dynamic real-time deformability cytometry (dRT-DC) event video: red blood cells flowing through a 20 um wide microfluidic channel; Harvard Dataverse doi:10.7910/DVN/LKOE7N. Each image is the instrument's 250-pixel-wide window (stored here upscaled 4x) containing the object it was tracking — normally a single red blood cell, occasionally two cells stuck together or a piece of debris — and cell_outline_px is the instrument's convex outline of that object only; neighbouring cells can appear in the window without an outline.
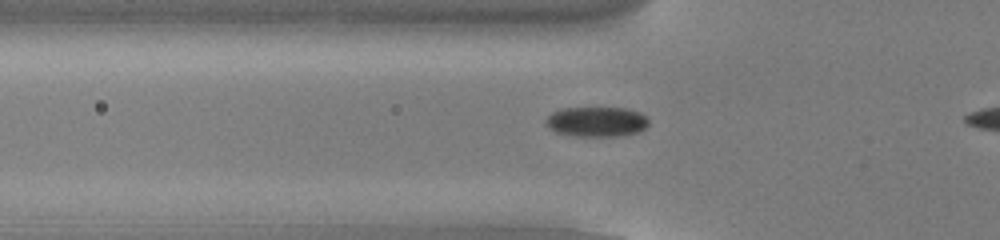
{"species": "common noctule bat (a hibernating species)", "species_latin": "Nyctalus noctula", "temperature_condition": "cold", "stored_images_in_passage": 45, "camera_frame_rate_fps": 3000, "um_per_image_px": 0.085, "animal": {"sex": "male", "body_mass_g": 13.0, "forearm_length_mm": 53.1}, "frame": {"image": 1, "passage_image": 19, "time_ms": 6.0, "image_size_px": [1000, 240], "cell_outline_px": [[644, 124], [640, 128], [628, 132], [572, 132], [556, 128], [548, 120], [552, 116], [560, 112], [584, 108], [608, 108], [632, 112], [640, 116], [644, 120]], "centroid_in_image_um": [50.75, 10.25], "position_along_channel_um": 75.1, "area_um2": 13.64}}
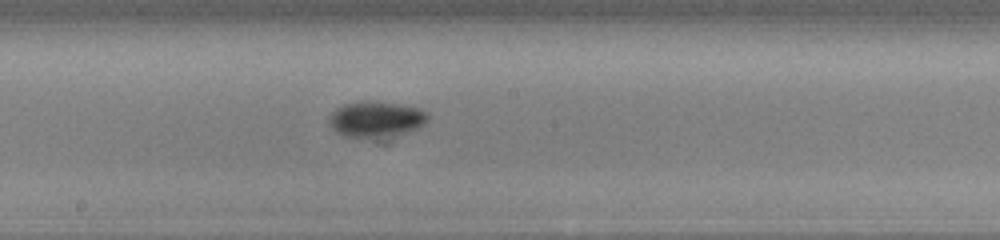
{"frame": {"image": 2, "passage_image": 30, "time_ms": 9.667, "image_size_px": [1000, 240], "cell_outline_px": [[420, 120], [416, 124], [400, 128], [368, 132], [352, 132], [340, 128], [336, 124], [336, 116], [344, 108], [400, 108], [416, 112], [420, 116]], "centroid_in_image_um": [31.91, 10.13], "position_along_channel_um": 216.3, "area_um2": 12.14}}
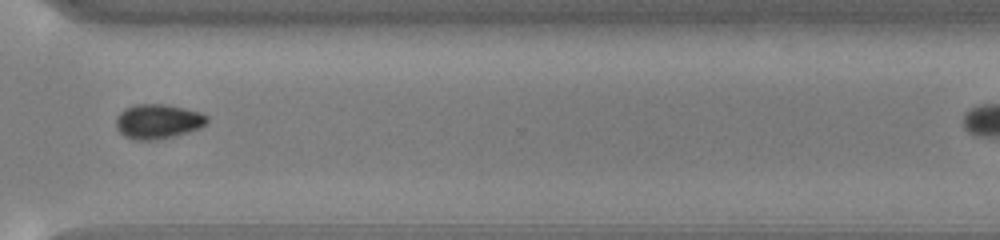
{"frame": {"image": 3, "passage_image": 41, "time_ms": 13.333, "image_size_px": [1000, 240], "cell_outline_px": [[204, 120], [200, 124], [192, 128], [164, 136], [132, 136], [124, 132], [120, 128], [120, 116], [124, 112], [132, 108], [176, 108], [192, 112], [204, 116]], "centroid_in_image_um": [13.43, 10.32], "position_along_channel_um": 357.2, "area_um2": 13.87}}